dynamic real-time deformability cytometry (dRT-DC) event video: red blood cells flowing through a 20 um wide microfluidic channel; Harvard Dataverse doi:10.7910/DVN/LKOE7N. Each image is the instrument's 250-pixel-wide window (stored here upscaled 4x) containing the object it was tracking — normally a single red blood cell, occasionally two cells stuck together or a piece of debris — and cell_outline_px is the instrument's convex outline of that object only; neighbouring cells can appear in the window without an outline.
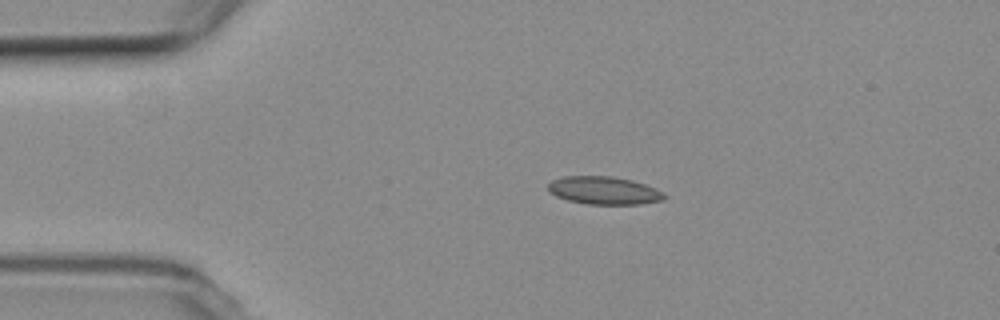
{"species": "common noctule bat (a hibernating species)", "species_latin": "Nyctalus noctula", "temperature_condition": "room temperature", "stored_images_in_passage": 5, "camera_frame_rate_fps": 3000, "um_per_image_px": 0.085, "animal": {"sex": "female", "body_mass_g": 19.3, "forearm_length_mm": 54.1}, "frame": {"image": 1, "passage_image": 2, "time_ms": 2.333, "image_size_px": [1000, 320], "cell_outline_px": [[668, 196], [664, 200], [640, 204], [588, 204], [568, 200], [556, 196], [548, 192], [548, 184], [552, 180], [564, 176], [612, 176], [632, 180], [656, 188], [664, 192]], "centroid_in_image_um": [51.36, 16.19], "position_along_channel_um": 33.6, "area_um2": 19.02}}
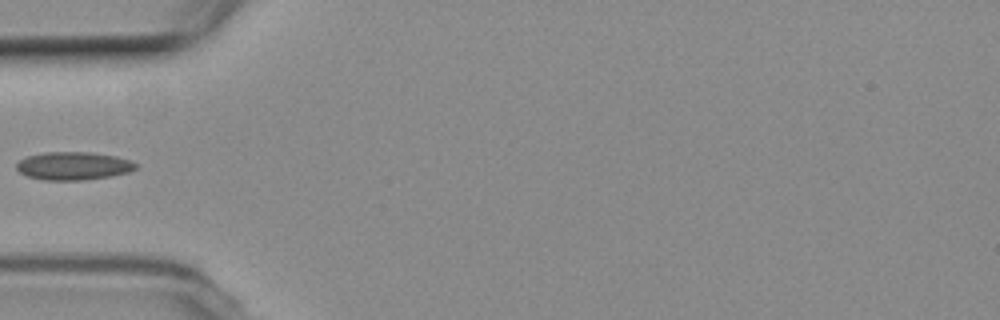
{"frame": {"image": 2, "passage_image": 4, "time_ms": 4.667, "image_size_px": [1000, 320], "cell_outline_px": [[136, 168], [128, 172], [112, 176], [84, 180], [44, 180], [28, 176], [20, 172], [16, 168], [16, 164], [20, 160], [28, 156], [44, 152], [88, 152], [112, 156], [128, 160], [136, 164]], "centroid_in_image_um": [6.2, 14.11], "position_along_channel_um": 78.8, "area_um2": 19.25}}
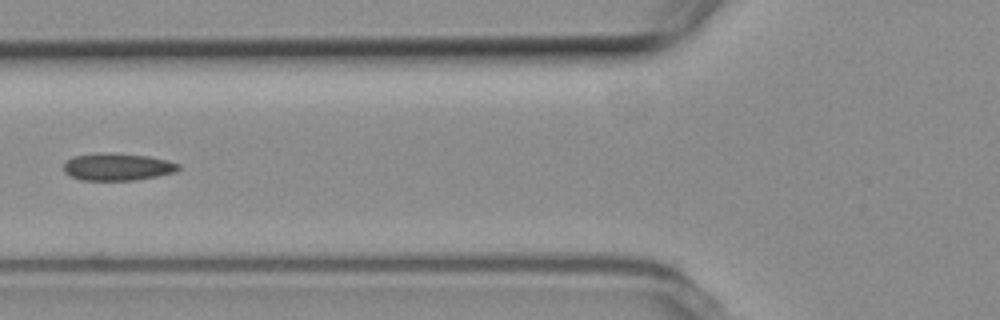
{"frame": {"image": 3, "passage_image": 5, "time_ms": 5.667, "image_size_px": [1000, 320], "cell_outline_px": [[180, 168], [176, 172], [136, 180], [80, 180], [68, 176], [64, 172], [64, 164], [72, 156], [112, 152], [148, 156], [168, 160], [180, 164]], "centroid_in_image_um": [9.99, 14.18], "position_along_channel_um": 115.8, "area_um2": 18.38}}